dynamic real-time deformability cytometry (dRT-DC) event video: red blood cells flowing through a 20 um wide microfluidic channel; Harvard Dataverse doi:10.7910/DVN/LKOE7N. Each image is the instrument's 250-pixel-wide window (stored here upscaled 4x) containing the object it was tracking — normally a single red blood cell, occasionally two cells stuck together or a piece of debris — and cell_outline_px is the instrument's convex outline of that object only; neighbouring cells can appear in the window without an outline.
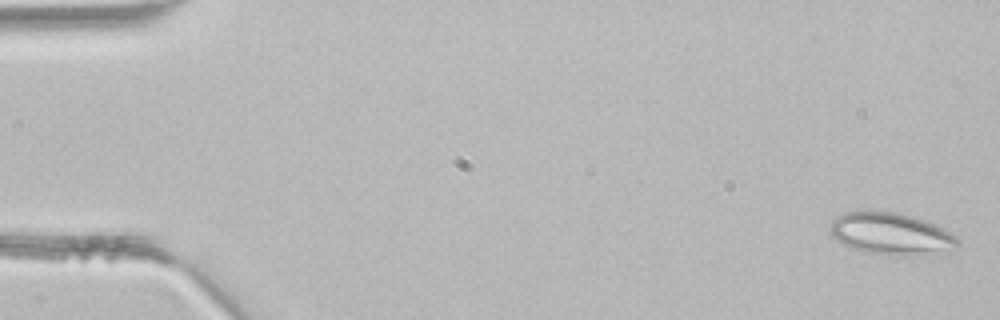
{"species": "common noctule bat (a hibernating species)", "species_latin": "Nyctalus noctula", "temperature_condition": "room temperature", "stored_images_in_passage": 4, "camera_frame_rate_fps": 3000, "um_per_image_px": 0.085, "animal": {"sex": "male", "body_mass_g": 21.5, "forearm_length_mm": 52.0}, "frame": {"image": 1, "passage_image": 1, "time_ms": 0.0, "image_size_px": [1000, 320], "cell_outline_px": [[960, 244], [924, 252], [864, 252], [852, 248], [836, 240], [828, 232], [828, 228], [832, 220], [836, 216], [844, 212], [856, 208], [876, 208], [900, 212], [936, 224], [956, 236], [960, 240]], "centroid_in_image_um": [75.53, 19.71], "position_along_channel_um": 9.5, "area_um2": 30.63}}